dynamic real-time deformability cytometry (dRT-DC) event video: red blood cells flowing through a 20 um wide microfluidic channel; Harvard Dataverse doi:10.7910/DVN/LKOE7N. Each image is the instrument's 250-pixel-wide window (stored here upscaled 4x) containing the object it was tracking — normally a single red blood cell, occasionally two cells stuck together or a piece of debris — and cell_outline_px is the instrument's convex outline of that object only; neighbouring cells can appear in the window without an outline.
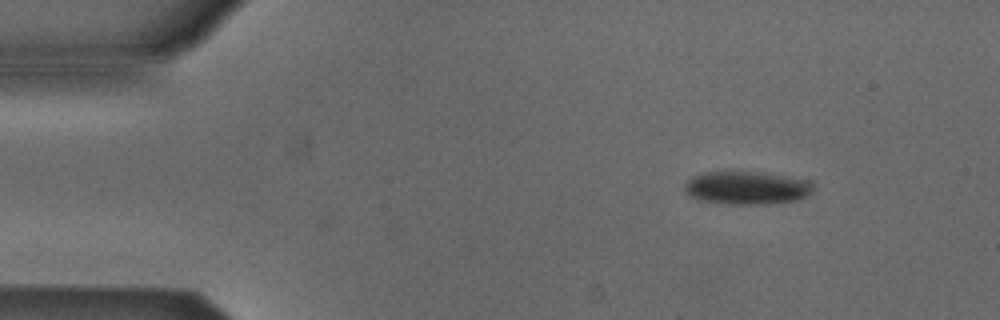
{"species": "Egyptian fruit bat (a non-hibernating species)", "species_latin": "Rousettus aegyptiacus", "temperature_condition": "cold", "stored_images_in_passage": 6, "camera_frame_rate_fps": 3000, "um_per_image_px": 0.085, "animal": {"sex": "male"}, "frame": {"image": 1, "passage_image": 1, "time_ms": 0.0, "image_size_px": [1000, 320], "cell_outline_px": [[812, 192], [796, 200], [768, 204], [728, 204], [696, 200], [688, 196], [684, 192], [684, 184], [692, 176], [704, 172], [752, 172], [812, 180]], "centroid_in_image_um": [63.4, 15.98], "position_along_channel_um": 21.6, "area_um2": 24.8}}